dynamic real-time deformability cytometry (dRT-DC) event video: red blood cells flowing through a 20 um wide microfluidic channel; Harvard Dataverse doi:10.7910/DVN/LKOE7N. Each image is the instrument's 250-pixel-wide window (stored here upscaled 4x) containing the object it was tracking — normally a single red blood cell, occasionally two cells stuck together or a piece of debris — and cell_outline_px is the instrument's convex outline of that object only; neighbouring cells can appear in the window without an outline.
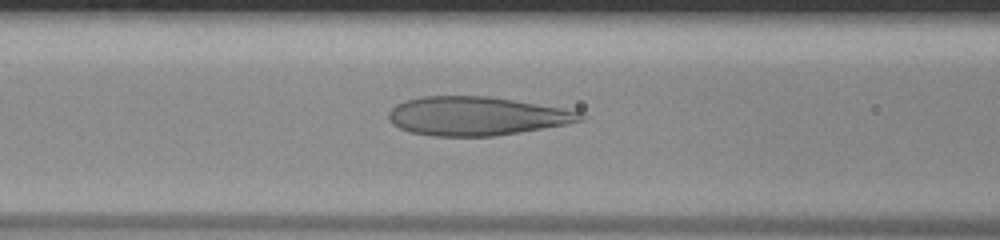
{"species": "human", "species_latin": "Homo sapiens", "temperature_condition": "room temperature", "stored_images_in_passage": 49, "camera_frame_rate_fps": 3000, "um_per_image_px": 0.085, "donor": {"sex": "male"}, "frame": {"image": 1, "passage_image": 21, "time_ms": 6.667, "image_size_px": [1000, 240], "cell_outline_px": [[588, 116], [584, 120], [564, 124], [520, 132], [496, 136], [432, 136], [412, 132], [400, 128], [392, 124], [388, 120], [388, 112], [396, 104], [404, 100], [420, 96], [492, 96], [516, 100], [560, 108], [580, 112]], "centroid_in_image_um": [40.46, 9.85], "position_along_channel_um": 126.1, "area_um2": 43.35}}
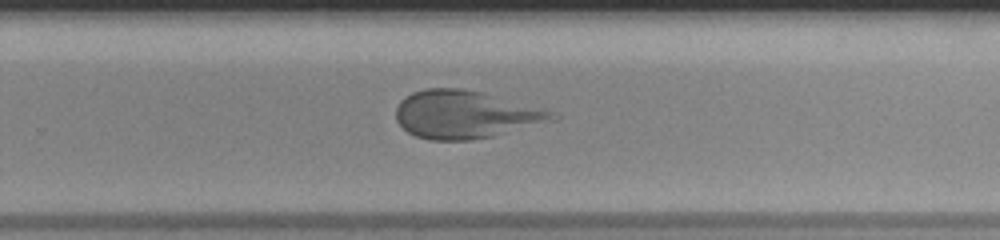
{"frame": {"image": 2, "passage_image": 33, "time_ms": 10.667, "image_size_px": [1000, 240], "cell_outline_px": [[560, 116], [552, 120], [492, 136], [472, 140], [428, 140], [416, 136], [408, 132], [396, 120], [396, 108], [400, 100], [412, 92], [424, 88], [460, 88], [484, 92], [548, 112]], "centroid_in_image_um": [39.42, 9.73], "position_along_channel_um": 290.4, "area_um2": 42.71}}
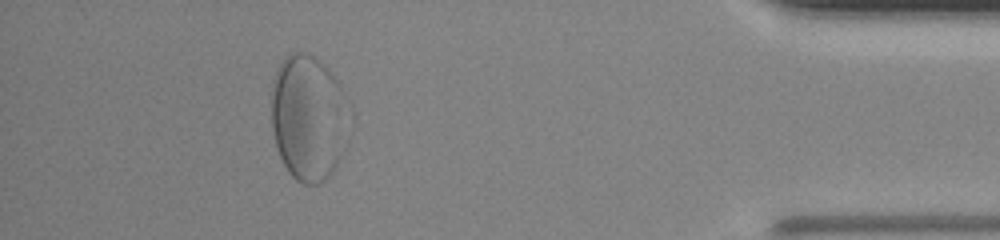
{"frame": {"image": 3, "passage_image": 45, "time_ms": 14.667, "image_size_px": [1000, 240], "cell_outline_px": [[344, 92], [336, 164], [328, 176], [324, 180], [316, 184], [304, 184], [296, 180], [288, 172], [276, 148], [272, 128], [272, 84], [280, 60], [296, 52], [304, 52], [316, 56], [324, 64], [336, 80]], "centroid_in_image_um": [26.05, 9.94], "position_along_channel_um": 409.1, "area_um2": 54.39}}